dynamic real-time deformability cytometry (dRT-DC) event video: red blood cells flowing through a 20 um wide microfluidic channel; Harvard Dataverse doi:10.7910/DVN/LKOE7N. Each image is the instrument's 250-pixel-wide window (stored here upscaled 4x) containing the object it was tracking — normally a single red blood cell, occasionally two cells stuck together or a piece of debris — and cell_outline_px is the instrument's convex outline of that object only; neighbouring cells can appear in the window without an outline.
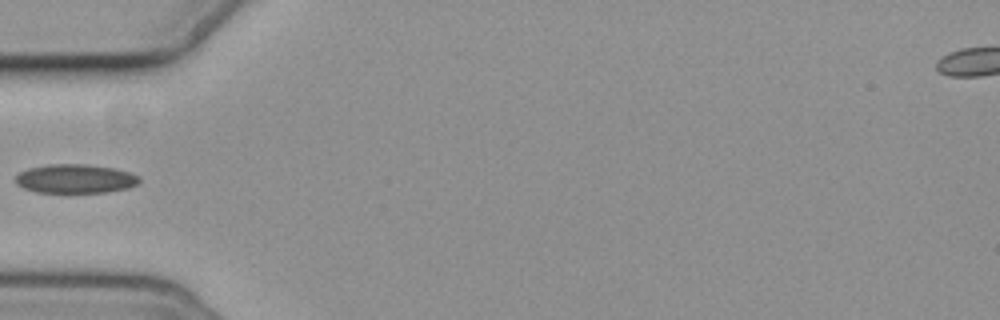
{"species": "common noctule bat (a hibernating species)", "species_latin": "Nyctalus noctula", "temperature_condition": "cold", "stored_images_in_passage": 5, "camera_frame_rate_fps": 3000, "um_per_image_px": 0.085, "animal": {"sex": "female", "body_mass_g": 19.3, "forearm_length_mm": 54.1}, "frame": {"image": 1, "passage_image": 4, "time_ms": 4.333, "image_size_px": [1000, 320], "cell_outline_px": [[140, 184], [128, 188], [108, 192], [68, 196], [36, 192], [24, 188], [16, 184], [16, 176], [20, 172], [28, 168], [48, 164], [84, 164], [112, 168], [128, 172], [140, 176]], "centroid_in_image_um": [6.4, 15.25], "position_along_channel_um": 78.6, "area_um2": 21.91}}
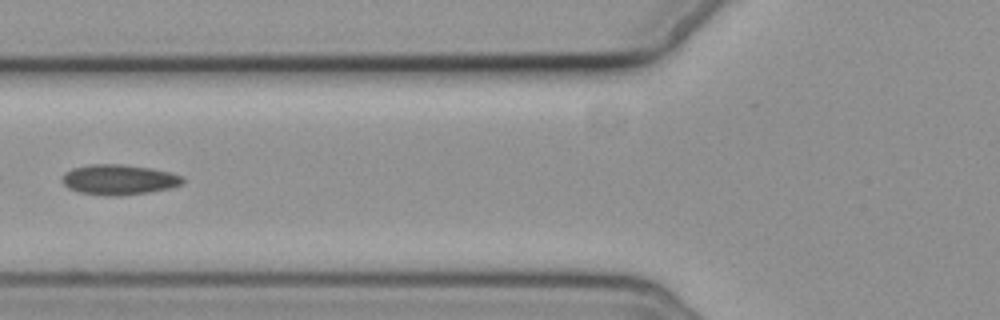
{"frame": {"image": 2, "passage_image": 5, "time_ms": 5.333, "image_size_px": [1000, 320], "cell_outline_px": [[184, 180], [180, 184], [168, 188], [148, 192], [120, 196], [104, 196], [80, 192], [68, 188], [64, 184], [64, 172], [72, 168], [88, 164], [120, 164], [152, 168], [172, 172], [180, 176]], "centroid_in_image_um": [10.09, 15.26], "position_along_channel_um": 115.7, "area_um2": 21.15}}